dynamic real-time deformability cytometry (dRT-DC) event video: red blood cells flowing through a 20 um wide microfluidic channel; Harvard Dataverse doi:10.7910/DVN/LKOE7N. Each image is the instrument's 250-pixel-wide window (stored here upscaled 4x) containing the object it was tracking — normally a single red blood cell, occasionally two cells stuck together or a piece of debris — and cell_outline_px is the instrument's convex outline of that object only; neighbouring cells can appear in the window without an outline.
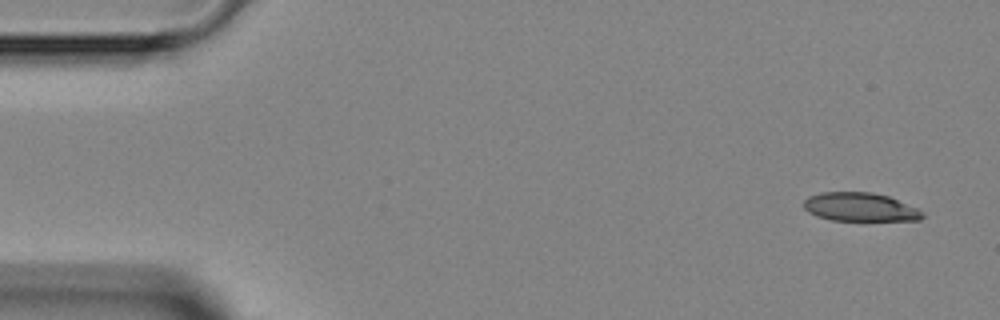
{"species": "Egyptian fruit bat (a non-hibernating species)", "species_latin": "Rousettus aegyptiacus", "temperature_condition": "room temperature", "stored_images_in_passage": 4, "segment_of_instrument_passage": [1, 2], "camera_frame_rate_fps": 3000, "um_per_image_px": 0.085, "animal": {"sex": "female"}, "frame": {"image": 1, "passage_image": 1, "time_ms": 0.0, "image_size_px": [1000, 320], "cell_outline_px": [[924, 216], [920, 220], [832, 220], [816, 216], [808, 212], [804, 208], [804, 200], [808, 196], [820, 192], [872, 192], [888, 196], [916, 208], [924, 212]], "centroid_in_image_um": [73.07, 17.59], "position_along_channel_um": 11.9, "area_um2": 19.71}}
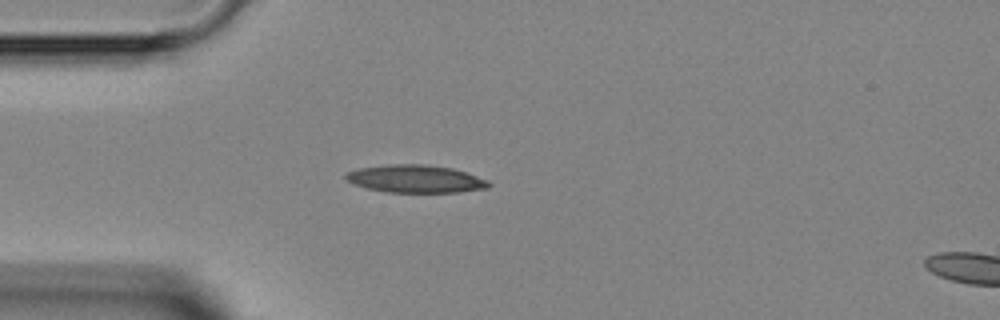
{"frame": {"image": 2, "passage_image": 3, "time_ms": 3.333, "image_size_px": [1000, 320], "cell_outline_px": [[492, 184], [488, 188], [460, 192], [388, 192], [368, 188], [356, 184], [348, 180], [344, 176], [348, 172], [360, 168], [388, 164], [424, 164], [452, 168], [488, 180]], "centroid_in_image_um": [35.36, 15.2], "position_along_channel_um": 49.6, "area_um2": 22.83}}